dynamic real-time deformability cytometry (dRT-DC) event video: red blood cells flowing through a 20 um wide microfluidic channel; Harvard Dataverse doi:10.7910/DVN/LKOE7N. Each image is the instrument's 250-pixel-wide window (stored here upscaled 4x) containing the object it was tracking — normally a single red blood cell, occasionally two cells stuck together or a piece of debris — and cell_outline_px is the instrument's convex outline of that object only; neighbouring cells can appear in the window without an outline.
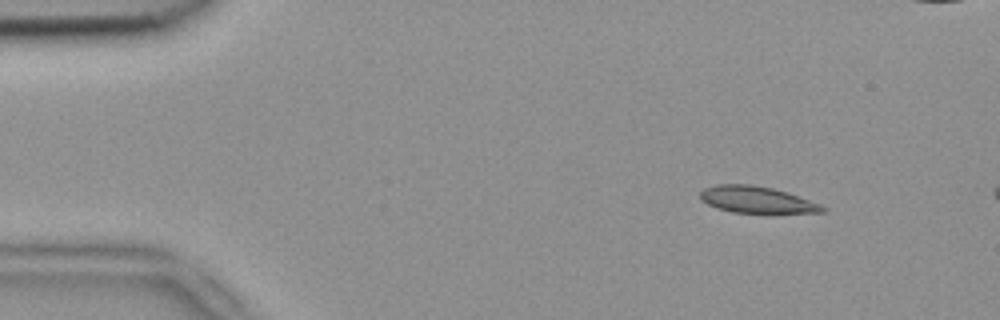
{"species": "common noctule bat (a hibernating species)", "species_latin": "Nyctalus noctula", "temperature_condition": "room temperature", "stored_images_in_passage": 2, "camera_frame_rate_fps": 3000, "um_per_image_px": 0.085, "animal": {"sex": "female", "body_mass_g": 18.4}, "frame": {"image": 1, "passage_image": 1, "time_ms": 0.0, "image_size_px": [1000, 320], "cell_outline_px": [[828, 212], [776, 216], [764, 216], [732, 212], [716, 208], [700, 200], [700, 192], [704, 188], [716, 184], [748, 184], [772, 188], [820, 204], [828, 208]], "centroid_in_image_um": [64.4, 17.06], "position_along_channel_um": 20.6, "area_um2": 20.17}}